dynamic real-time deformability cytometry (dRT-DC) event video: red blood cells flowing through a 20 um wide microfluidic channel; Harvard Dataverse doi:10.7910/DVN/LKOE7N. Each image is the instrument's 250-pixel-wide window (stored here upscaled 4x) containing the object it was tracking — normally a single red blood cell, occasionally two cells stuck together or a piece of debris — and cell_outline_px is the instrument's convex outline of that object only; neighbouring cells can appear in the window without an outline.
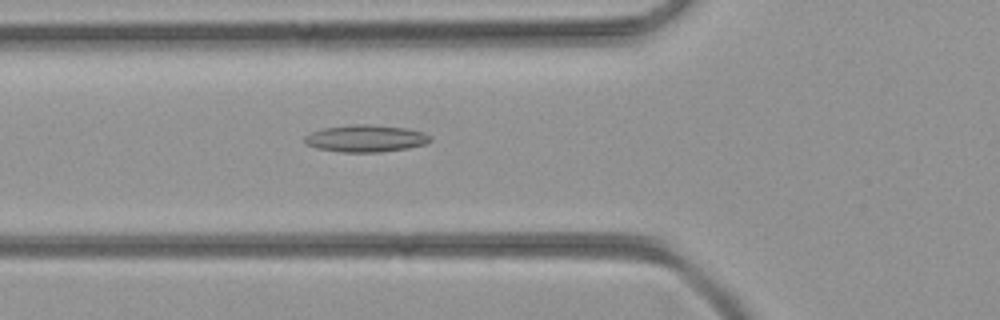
{"species": "common noctule bat (a hibernating species)", "species_latin": "Nyctalus noctula", "temperature_condition": "room temperature", "stored_images_in_passage": 47, "camera_frame_rate_fps": 3000, "um_per_image_px": 0.085, "animal": {"sex": "female", "body_mass_g": 21.9}, "frame": {"image": 1, "passage_image": 17, "time_ms": 5.333, "image_size_px": [1000, 320], "cell_outline_px": [[432, 140], [424, 144], [408, 148], [380, 152], [340, 152], [316, 148], [304, 144], [304, 136], [312, 132], [324, 128], [352, 124], [368, 124], [404, 128], [424, 132], [432, 136]], "centroid_in_image_um": [31.07, 11.77], "position_along_channel_um": 94.7, "area_um2": 19.88}}
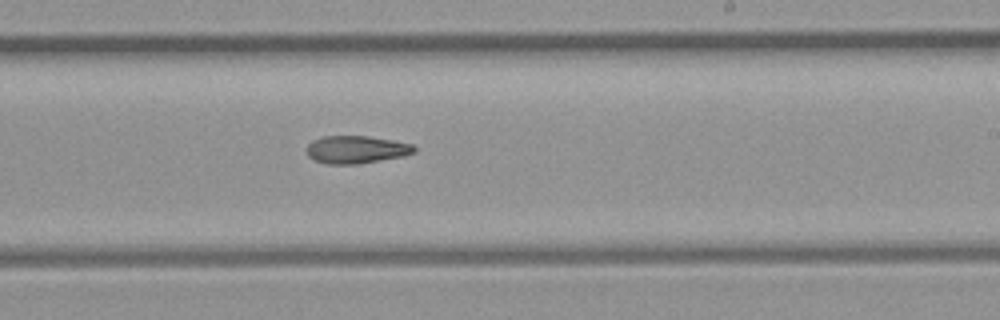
{"frame": {"image": 2, "passage_image": 28, "time_ms": 9.0, "image_size_px": [1000, 320], "cell_outline_px": [[416, 152], [400, 156], [356, 164], [324, 164], [312, 160], [308, 156], [308, 144], [312, 140], [324, 136], [368, 136], [392, 140], [412, 144], [416, 148]], "centroid_in_image_um": [30.24, 12.71], "position_along_channel_um": 258.8, "area_um2": 17.22}}
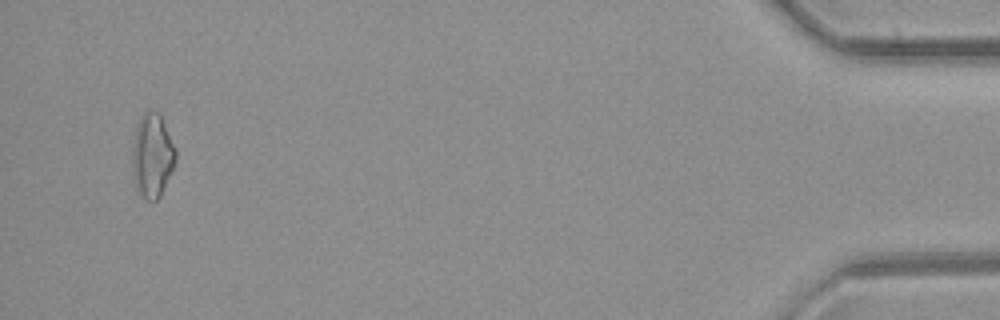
{"frame": {"image": 3, "passage_image": 45, "time_ms": 14.667, "image_size_px": [1000, 320], "cell_outline_px": [[176, 160], [160, 196], [156, 200], [148, 200], [136, 188], [132, 172], [132, 148], [136, 128], [140, 116], [144, 112], [156, 112], [160, 116], [176, 148]], "centroid_in_image_um": [12.93, 13.23], "position_along_channel_um": 422.3, "area_um2": 20.81}}